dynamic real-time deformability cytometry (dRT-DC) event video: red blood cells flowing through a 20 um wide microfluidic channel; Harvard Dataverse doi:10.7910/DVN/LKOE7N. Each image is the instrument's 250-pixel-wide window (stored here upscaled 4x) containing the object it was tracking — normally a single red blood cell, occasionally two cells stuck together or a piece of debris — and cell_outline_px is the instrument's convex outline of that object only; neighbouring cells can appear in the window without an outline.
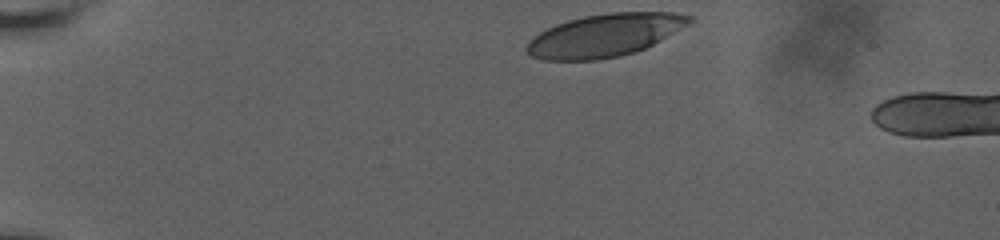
{"species": "human", "species_latin": "Homo sapiens", "temperature_condition": "room temperature", "stored_images_in_passage": 29, "camera_frame_rate_fps": 3000, "um_per_image_px": 0.085, "donor": {"sex": "male"}, "frame": {"image": 1, "passage_image": 1, "time_ms": 0.0, "image_size_px": [1000, 240], "cell_outline_px": [[696, 20], [652, 44], [636, 52], [620, 56], [596, 60], [544, 60], [532, 56], [524, 48], [528, 40], [540, 32], [556, 24], [568, 20], [584, 16], [608, 12], [672, 12], [692, 16]], "centroid_in_image_um": [51.39, 2.99], "position_along_channel_um": 33.6, "area_um2": 40.46}}
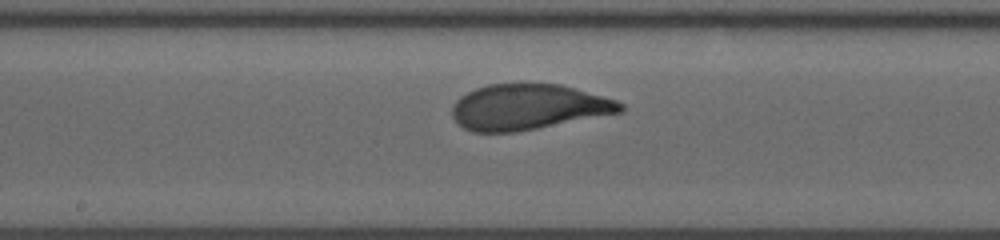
{"frame": {"image": 2, "passage_image": 17, "time_ms": 7.0, "image_size_px": [1000, 240], "cell_outline_px": [[624, 112], [516, 132], [472, 132], [464, 128], [452, 116], [452, 104], [460, 96], [476, 88], [488, 84], [560, 84], [616, 100], [624, 104]], "centroid_in_image_um": [44.9, 9.1], "position_along_channel_um": 203.3, "area_um2": 44.56}}
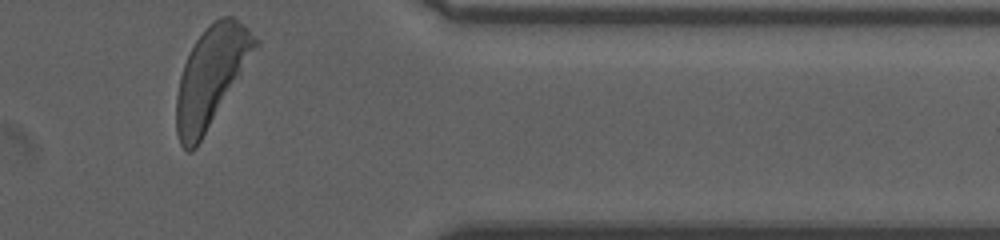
{"frame": {"image": 3, "passage_image": 29, "time_ms": 12.667, "image_size_px": [1000, 240], "cell_outline_px": [[260, 44], [196, 148], [192, 152], [188, 152], [180, 144], [176, 132], [176, 96], [180, 76], [184, 64], [196, 40], [220, 16], [232, 16], [248, 28], [260, 40]], "centroid_in_image_um": [17.95, 6.52], "position_along_channel_um": 393.5, "area_um2": 44.91}, "authors_computed_cell_mechanics": {"area_um2": 44.9106, "velocity_mm_per_s": 3.5999, "shape_relaxation_time_tau1_ms": 2.8462, "shape_relaxation_time_tau2_ms": null, "deformation_change_tau1": 0.1564, "deformation_change_tau2": null}}